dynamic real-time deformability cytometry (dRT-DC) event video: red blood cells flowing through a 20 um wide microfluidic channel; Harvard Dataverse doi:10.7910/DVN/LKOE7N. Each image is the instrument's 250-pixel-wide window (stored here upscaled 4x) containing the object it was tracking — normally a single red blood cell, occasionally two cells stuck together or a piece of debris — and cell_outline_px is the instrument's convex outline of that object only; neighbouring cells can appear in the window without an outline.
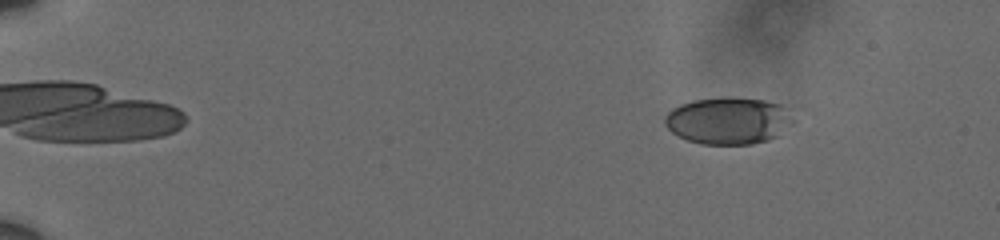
{"species": "human", "species_latin": "Homo sapiens", "temperature_condition": "cold", "stored_images_in_passage": 53, "camera_frame_rate_fps": 3000, "um_per_image_px": 0.085, "donor": {"sex": "male"}, "frame": {"image": 1, "passage_image": 2, "time_ms": 0.333, "image_size_px": [1000, 240], "cell_outline_px": [[796, 120], [780, 136], [768, 140], [752, 144], [700, 144], [688, 140], [672, 132], [664, 124], [664, 116], [672, 108], [680, 104], [696, 100], [764, 100], [780, 104]], "centroid_in_image_um": [61.93, 10.31], "position_along_channel_um": 23.1, "area_um2": 34.45}}
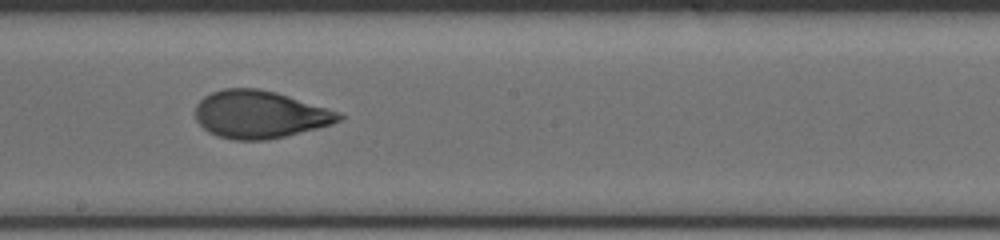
{"frame": {"image": 2, "passage_image": 30, "time_ms": 9.667, "image_size_px": [1000, 240], "cell_outline_px": [[344, 116], [340, 120], [332, 124], [284, 136], [264, 140], [232, 140], [216, 136], [208, 132], [196, 120], [196, 104], [204, 96], [212, 92], [224, 88], [256, 88], [276, 92], [340, 112]], "centroid_in_image_um": [22.05, 9.73], "position_along_channel_um": 226.1, "area_um2": 39.65}}
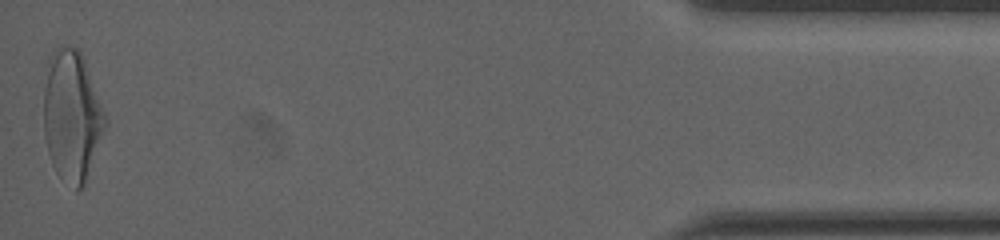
{"frame": {"image": 3, "passage_image": 53, "time_ms": 17.333, "image_size_px": [1000, 240], "cell_outline_px": [[108, 124], [84, 184], [76, 192], [56, 172], [52, 164], [48, 152], [44, 136], [44, 88], [52, 64], [60, 44], [76, 48], [80, 52], [84, 60], [104, 112]], "centroid_in_image_um": [6.14, 9.96], "position_along_channel_um": 429.1, "area_um2": 45.72}, "authors_computed_cell_mechanics": {"area_um2": 38.9572, "velocity_mm_per_s": 3.6112, "shape_relaxation_time_tau1_ms": 4.5396, "shape_relaxation_time_tau2_ms": 0.8099, "deformation_change_tau1": 0.1777, "deformation_change_tau2": 0.0527}}